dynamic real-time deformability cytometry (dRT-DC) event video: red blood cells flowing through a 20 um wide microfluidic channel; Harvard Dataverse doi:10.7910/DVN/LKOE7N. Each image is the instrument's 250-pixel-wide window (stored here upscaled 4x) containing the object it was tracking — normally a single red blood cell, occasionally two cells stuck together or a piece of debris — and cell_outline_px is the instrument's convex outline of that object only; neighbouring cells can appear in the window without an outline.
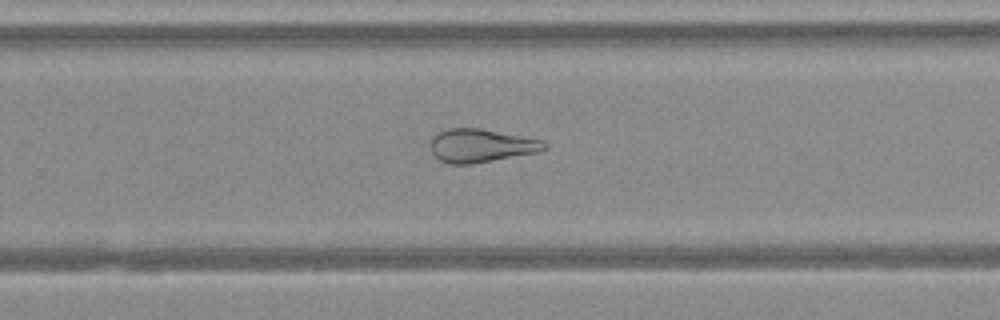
{"species": "Egyptian fruit bat (a non-hibernating species)", "species_latin": "Rousettus aegyptiacus", "temperature_condition": "warm", "stored_images_in_passage": 41, "camera_frame_rate_fps": 3000, "um_per_image_px": 0.085, "animal": {"sex": "female"}, "frame": {"image": 1, "passage_image": 24, "time_ms": 7.667, "image_size_px": [1000, 320], "cell_outline_px": [[548, 148], [540, 152], [472, 164], [448, 164], [440, 160], [432, 152], [432, 136], [436, 132], [448, 128], [480, 128], [544, 140], [548, 144]], "centroid_in_image_um": [40.93, 12.37], "position_along_channel_um": 288.9, "area_um2": 22.31}}
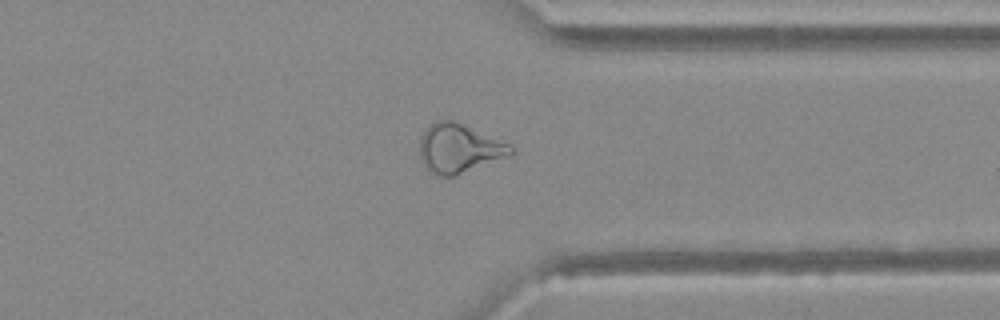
{"frame": {"image": 2, "passage_image": 30, "time_ms": 9.667, "image_size_px": [1000, 320], "cell_outline_px": [[516, 152], [508, 156], [452, 176], [440, 176], [432, 172], [424, 164], [420, 156], [420, 136], [428, 124], [436, 120], [452, 120], [512, 144]], "centroid_in_image_um": [39.02, 12.58], "position_along_channel_um": 372.4, "area_um2": 25.78}}